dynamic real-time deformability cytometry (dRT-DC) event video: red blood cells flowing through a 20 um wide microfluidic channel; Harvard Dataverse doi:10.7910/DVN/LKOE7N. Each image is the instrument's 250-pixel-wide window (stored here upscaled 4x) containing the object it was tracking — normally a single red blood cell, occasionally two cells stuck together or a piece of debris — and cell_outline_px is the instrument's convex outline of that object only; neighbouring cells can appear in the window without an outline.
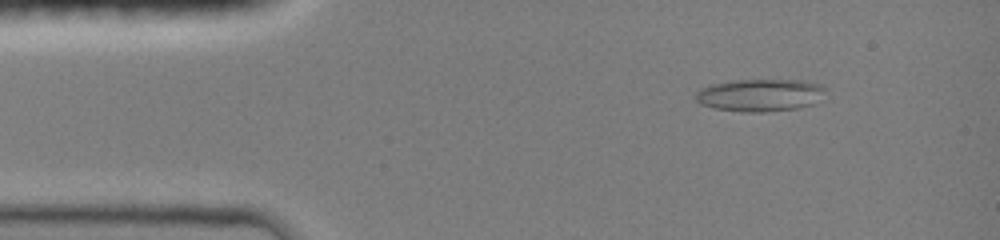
{"species": "common noctule bat (a hibernating species)", "species_latin": "Nyctalus noctula", "temperature_condition": "room temperature", "stored_images_in_passage": 44, "camera_frame_rate_fps": 3000, "um_per_image_px": 0.085, "animal": {"sex": "female", "body_mass_g": 19.0, "forearm_length_mm": 51.5}, "frame": {"image": 1, "passage_image": 9, "time_ms": 1.333, "image_size_px": [1000, 240], "cell_outline_px": [[824, 88], [812, 104], [800, 108], [764, 112], [740, 112], [712, 108], [700, 104], [696, 100], [696, 92], [700, 88], [708, 84], [736, 80], [800, 80], [820, 84]], "centroid_in_image_um": [64.5, 8.09], "position_along_channel_um": 20.5, "area_um2": 24.45}}
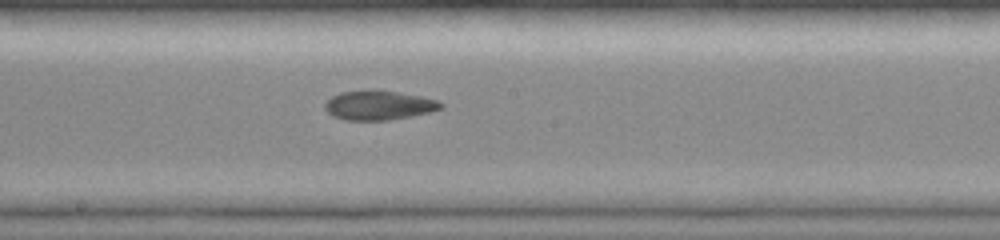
{"frame": {"image": 2, "passage_image": 31, "time_ms": 7.667, "image_size_px": [1000, 240], "cell_outline_px": [[444, 108], [412, 116], [388, 120], [344, 120], [332, 116], [324, 108], [324, 104], [332, 96], [340, 92], [396, 92], [420, 96], [436, 100], [444, 104]], "centroid_in_image_um": [32.2, 8.98], "position_along_channel_um": 216.0, "area_um2": 19.25}}
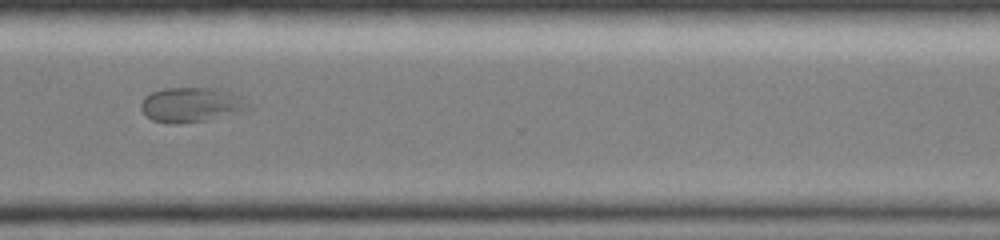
{"frame": {"image": 3, "passage_image": 43, "time_ms": 11.0, "image_size_px": [1000, 240], "cell_outline_px": [[256, 108], [204, 120], [176, 124], [172, 124], [152, 120], [140, 108], [140, 104], [144, 96], [152, 92], [164, 88], [216, 88], [232, 92], [248, 100]], "centroid_in_image_um": [16.31, 8.89], "position_along_channel_um": 354.3, "area_um2": 21.91}}